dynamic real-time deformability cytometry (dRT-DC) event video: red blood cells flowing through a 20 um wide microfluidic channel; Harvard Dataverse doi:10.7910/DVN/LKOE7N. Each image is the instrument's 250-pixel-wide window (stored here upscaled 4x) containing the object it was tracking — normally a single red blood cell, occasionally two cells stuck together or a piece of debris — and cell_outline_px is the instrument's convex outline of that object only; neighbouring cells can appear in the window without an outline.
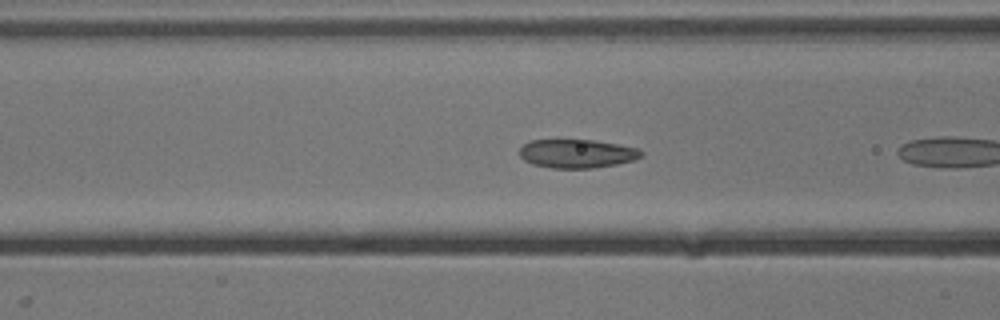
{"species": "common noctule bat (a hibernating species)", "species_latin": "Nyctalus noctula", "temperature_condition": "cold", "stored_images_in_passage": 7, "camera_frame_rate_fps": 3000, "um_per_image_px": 0.085, "animal": {"sex": "male", "body_mass_g": 13.3}, "frame": {"image": 1, "passage_image": 5, "time_ms": 1.333, "image_size_px": [1000, 320], "cell_outline_px": [[644, 156], [632, 160], [616, 164], [592, 168], [552, 168], [532, 164], [524, 160], [520, 156], [520, 148], [528, 140], [596, 140], [640, 148], [644, 152]], "centroid_in_image_um": [49.06, 13.05], "position_along_channel_um": 117.5, "area_um2": 20.46}}